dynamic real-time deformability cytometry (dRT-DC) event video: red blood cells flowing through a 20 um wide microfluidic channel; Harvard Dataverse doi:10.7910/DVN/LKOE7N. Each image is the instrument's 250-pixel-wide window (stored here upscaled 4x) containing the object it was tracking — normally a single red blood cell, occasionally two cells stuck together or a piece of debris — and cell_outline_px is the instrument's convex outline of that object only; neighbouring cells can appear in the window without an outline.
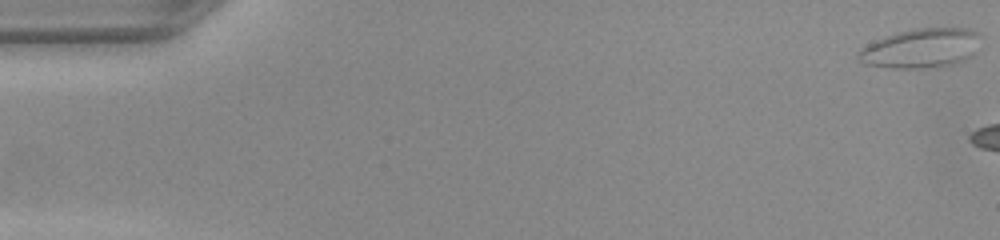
{"species": "common noctule bat (a hibernating species)", "species_latin": "Nyctalus noctula", "temperature_condition": "warm", "stored_images_in_passage": 6, "camera_frame_rate_fps": 3000, "um_per_image_px": 0.085, "animal": {"sex": "female", "body_mass_g": 22.0, "forearm_length_mm": 56.7}, "frame": {"image": 1, "passage_image": 1, "time_ms": 0.0, "image_size_px": [1000, 240], "cell_outline_px": [[984, 36], [980, 48], [972, 56], [956, 64], [936, 68], [888, 68], [864, 64], [856, 60], [856, 52], [860, 48], [884, 36], [896, 32], [912, 28], [968, 28], [980, 32]], "centroid_in_image_um": [78.34, 4.1], "position_along_channel_um": 6.7, "area_um2": 29.25}}